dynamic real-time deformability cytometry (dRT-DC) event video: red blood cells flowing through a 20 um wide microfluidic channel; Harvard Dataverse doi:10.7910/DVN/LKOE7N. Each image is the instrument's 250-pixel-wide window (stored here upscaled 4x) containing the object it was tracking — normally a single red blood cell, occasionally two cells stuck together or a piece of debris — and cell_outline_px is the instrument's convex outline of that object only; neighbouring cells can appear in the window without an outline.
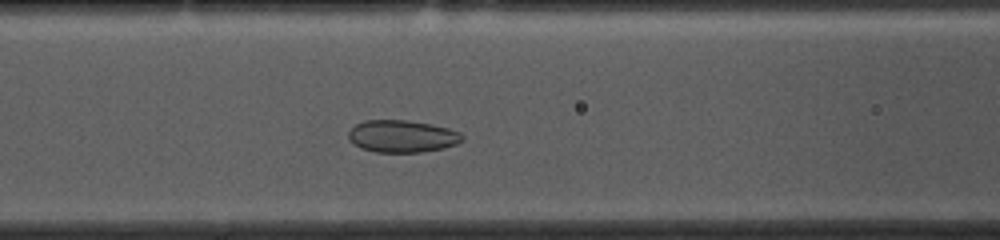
{"species": "common noctule bat (a hibernating species)", "species_latin": "Nyctalus noctula", "temperature_condition": "cold", "stored_images_in_passage": 40, "camera_frame_rate_fps": 3000, "um_per_image_px": 0.085, "animal": {"sex": "female", "body_mass_g": 10.0, "forearm_length_mm": 53.1}, "frame": {"image": 1, "passage_image": 16, "time_ms": 5.0, "image_size_px": [1000, 240], "cell_outline_px": [[464, 140], [456, 144], [444, 148], [420, 152], [376, 152], [360, 148], [348, 136], [348, 132], [356, 124], [364, 120], [408, 120], [432, 124], [448, 128], [460, 132], [464, 136]], "centroid_in_image_um": [34.22, 11.57], "position_along_channel_um": 132.4, "area_um2": 21.39}}
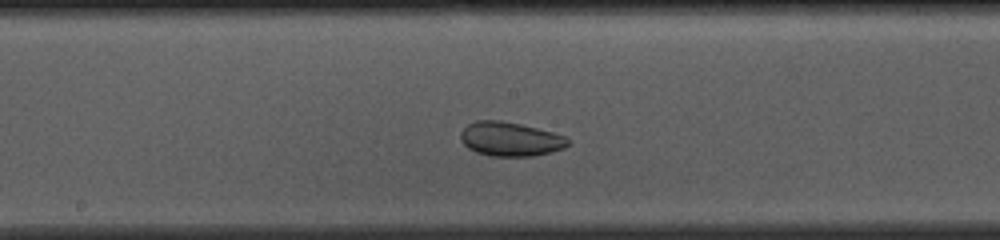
{"frame": {"image": 2, "passage_image": 22, "time_ms": 7.0, "image_size_px": [1000, 240], "cell_outline_px": [[568, 144], [564, 148], [552, 152], [532, 156], [492, 156], [476, 152], [468, 148], [460, 140], [460, 132], [468, 124], [476, 120], [500, 120], [520, 124], [552, 132], [564, 136], [568, 140]], "centroid_in_image_um": [43.34, 11.82], "position_along_channel_um": 204.9, "area_um2": 21.27}}
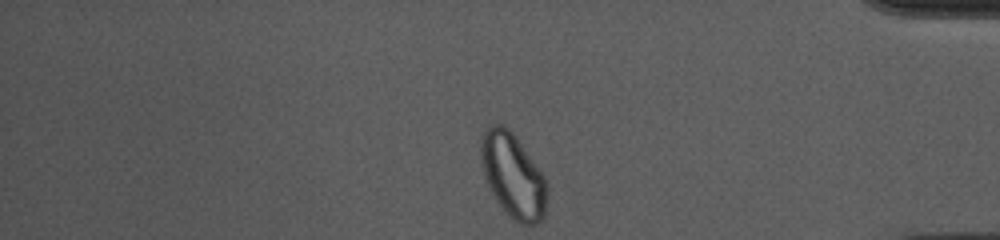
{"frame": {"image": 3, "passage_image": 40, "time_ms": 13.0, "image_size_px": [1000, 240], "cell_outline_px": [[548, 192], [544, 216], [536, 224], [516, 224], [496, 200], [488, 184], [480, 160], [480, 132], [488, 124], [500, 124], [508, 128], [516, 136], [544, 176], [548, 184]], "centroid_in_image_um": [43.59, 14.9], "position_along_channel_um": 391.6, "area_um2": 32.83}, "authors_computed_cell_mechanics": {"area_um2": 23.4379, "velocity_mm_per_s": 3.6231, "shape_relaxation_time_tau1_ms": null, "shape_relaxation_time_tau2_ms": 1.1541, "deformation_change_tau1": null, "deformation_change_tau2": 0.0574}}